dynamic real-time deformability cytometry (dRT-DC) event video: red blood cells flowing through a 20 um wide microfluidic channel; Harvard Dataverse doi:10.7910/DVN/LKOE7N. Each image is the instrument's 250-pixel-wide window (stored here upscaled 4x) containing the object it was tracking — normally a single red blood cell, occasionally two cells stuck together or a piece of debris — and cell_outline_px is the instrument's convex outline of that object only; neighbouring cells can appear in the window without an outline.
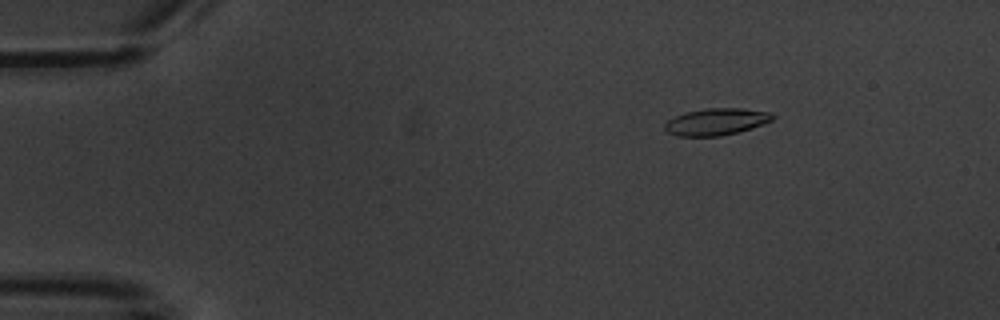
{"species": "common noctule bat (a hibernating species)", "species_latin": "Nyctalus noctula", "temperature_condition": "warm", "stored_images_in_passage": 2, "camera_frame_rate_fps": 3000, "um_per_image_px": 0.085, "animal": {"sex": "male", "body_mass_g": 20.1, "forearm_length_mm": 53.5}, "frame": {"image": 1, "passage_image": 1, "time_ms": 0.0, "image_size_px": [1000, 320], "cell_outline_px": [[776, 116], [772, 120], [752, 128], [720, 136], [676, 136], [668, 132], [664, 128], [664, 124], [668, 120], [676, 116], [688, 112], [704, 108], [740, 108], [768, 112]], "centroid_in_image_um": [60.87, 10.35], "position_along_channel_um": 24.1, "area_um2": 16.7}}